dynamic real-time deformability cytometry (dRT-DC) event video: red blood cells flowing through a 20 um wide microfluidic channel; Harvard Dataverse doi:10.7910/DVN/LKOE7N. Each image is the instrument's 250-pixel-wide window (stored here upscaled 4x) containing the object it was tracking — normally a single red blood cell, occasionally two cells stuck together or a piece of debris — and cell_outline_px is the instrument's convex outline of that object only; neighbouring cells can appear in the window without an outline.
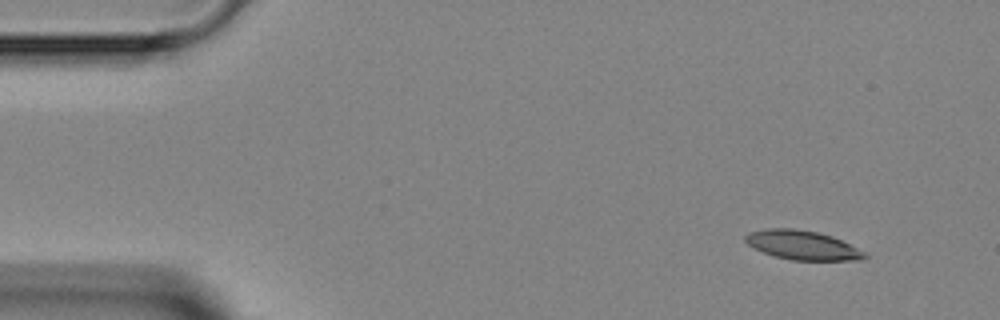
{"species": "Egyptian fruit bat (a non-hibernating species)", "species_latin": "Rousettus aegyptiacus", "temperature_condition": "room temperature", "stored_images_in_passage": 5, "camera_frame_rate_fps": 3000, "um_per_image_px": 0.085, "animal": {"sex": "female"}, "frame": {"image": 1, "passage_image": 1, "time_ms": 0.0, "image_size_px": [1000, 320], "cell_outline_px": [[868, 256], [864, 260], [792, 260], [776, 256], [764, 252], [748, 244], [744, 240], [744, 236], [748, 232], [768, 228], [792, 228], [816, 232], [832, 236], [864, 252]], "centroid_in_image_um": [68.19, 20.83], "position_along_channel_um": 16.8, "area_um2": 20.0}}
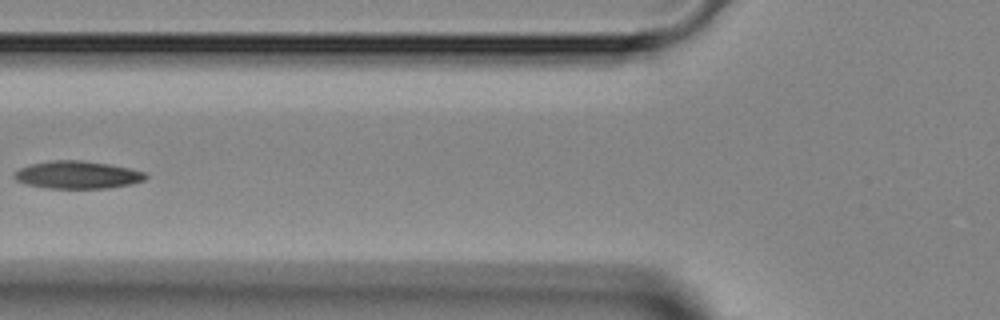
{"frame": {"image": 2, "passage_image": 5, "time_ms": 4.667, "image_size_px": [1000, 320], "cell_outline_px": [[148, 176], [144, 180], [132, 184], [108, 188], [48, 188], [28, 184], [16, 180], [12, 176], [20, 168], [28, 164], [52, 160], [80, 160], [108, 164], [148, 172]], "centroid_in_image_um": [6.6, 14.86], "position_along_channel_um": 119.2, "area_um2": 21.15}}